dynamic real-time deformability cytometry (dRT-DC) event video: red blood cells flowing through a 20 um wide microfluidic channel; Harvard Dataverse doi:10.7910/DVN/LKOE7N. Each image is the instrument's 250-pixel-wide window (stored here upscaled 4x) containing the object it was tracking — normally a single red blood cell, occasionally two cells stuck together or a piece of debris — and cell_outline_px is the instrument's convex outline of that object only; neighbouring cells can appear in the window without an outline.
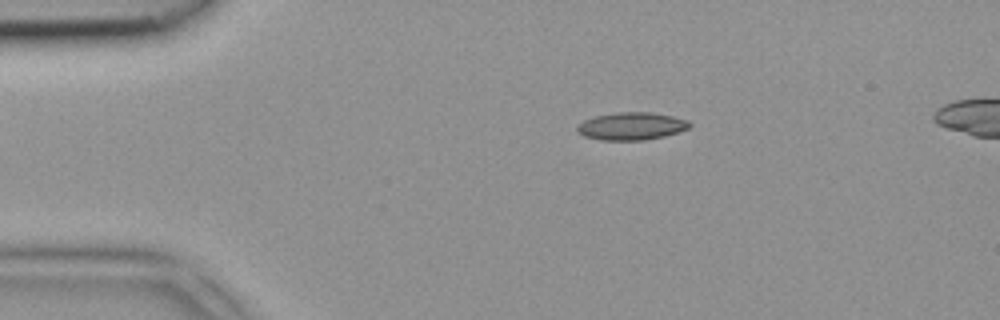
{"species": "common noctule bat (a hibernating species)", "species_latin": "Nyctalus noctula", "temperature_condition": "room temperature", "stored_images_in_passage": 3, "segment_of_instrument_passage": [1, 2], "camera_frame_rate_fps": 3000, "um_per_image_px": 0.085, "animal": {"sex": "female", "body_mass_g": 18.4}, "frame": {"image": 1, "passage_image": 1, "time_ms": 0.0, "image_size_px": [1000, 320], "cell_outline_px": [[692, 124], [688, 128], [664, 136], [644, 140], [600, 140], [584, 136], [576, 132], [576, 128], [584, 120], [596, 116], [616, 112], [648, 112], [672, 116], [688, 120]], "centroid_in_image_um": [53.65, 10.72], "position_along_channel_um": 31.3, "area_um2": 17.98}}